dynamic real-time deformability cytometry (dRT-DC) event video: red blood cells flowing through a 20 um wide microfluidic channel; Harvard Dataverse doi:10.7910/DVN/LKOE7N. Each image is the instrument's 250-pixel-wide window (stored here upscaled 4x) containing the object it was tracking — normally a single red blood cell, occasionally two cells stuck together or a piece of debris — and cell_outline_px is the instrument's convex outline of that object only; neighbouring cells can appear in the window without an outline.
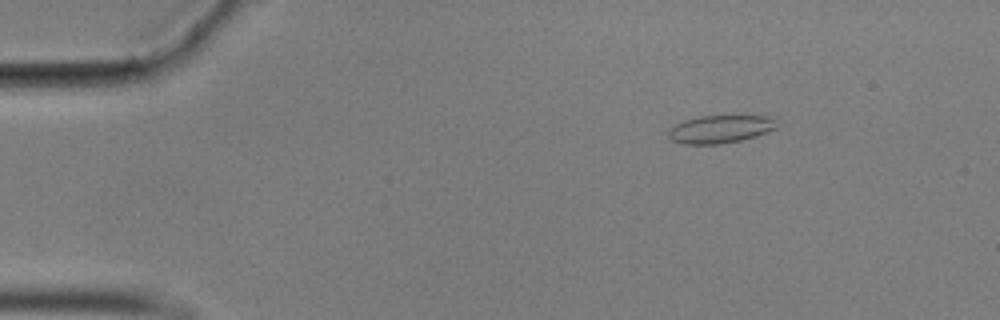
{"species": "common noctule bat (a hibernating species)", "species_latin": "Nyctalus noctula", "temperature_condition": "cold", "stored_images_in_passage": 50, "camera_frame_rate_fps": 3000, "um_per_image_px": 0.085, "animal": {"sex": "male", "body_mass_g": 17.9}, "frame": {"image": 1, "passage_image": 1, "time_ms": 0.0, "image_size_px": [1000, 320], "cell_outline_px": [[776, 128], [756, 136], [740, 140], [720, 144], [684, 144], [672, 140], [668, 136], [668, 132], [676, 124], [684, 120], [700, 116], [768, 116], [776, 120]], "centroid_in_image_um": [61.21, 10.98], "position_along_channel_um": 23.8, "area_um2": 17.4}}
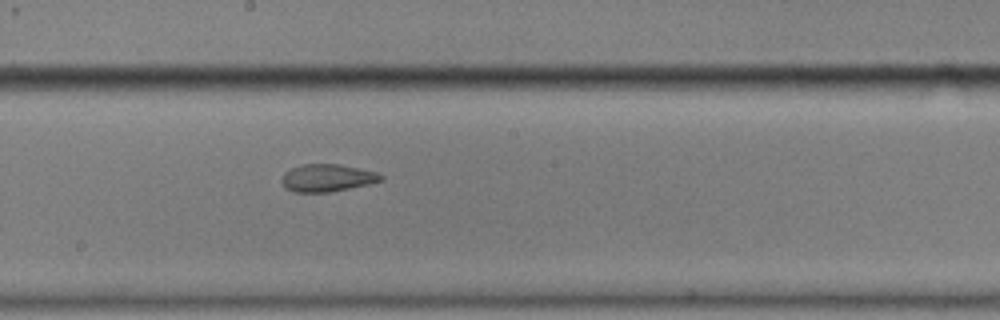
{"frame": {"image": 2, "passage_image": 24, "time_ms": 7.667, "image_size_px": [1000, 320], "cell_outline_px": [[384, 180], [368, 184], [332, 192], [292, 192], [284, 188], [280, 180], [284, 172], [292, 168], [304, 164], [340, 164], [376, 172], [384, 176]], "centroid_in_image_um": [27.79, 15.13], "position_along_channel_um": 220.4, "area_um2": 16.01}}
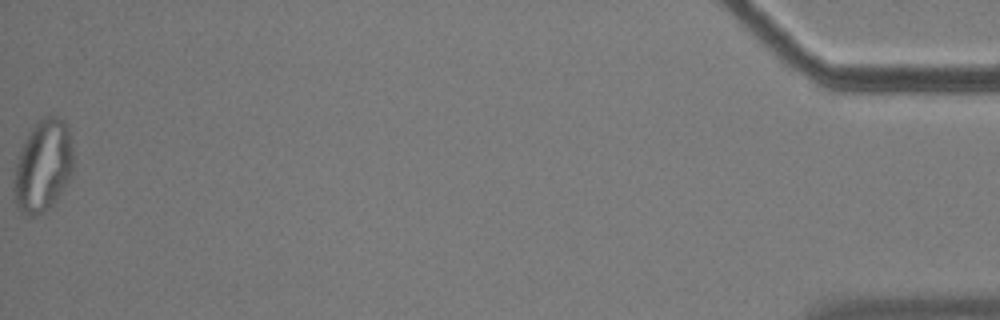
{"frame": {"image": 3, "passage_image": 50, "time_ms": 16.333, "image_size_px": [1000, 320], "cell_outline_px": [[72, 176], [56, 200], [48, 208], [36, 216], [24, 216], [20, 212], [12, 200], [12, 180], [20, 148], [24, 140], [36, 120], [44, 116], [56, 116], [68, 128], [72, 148]], "centroid_in_image_um": [3.6, 14.15], "position_along_channel_um": 431.6, "area_um2": 32.37}, "authors_computed_cell_mechanics": {"area_um2": 17.8313, "velocity_mm_per_s": 3.5252, "shape_relaxation_time_tau1_ms": null, "shape_relaxation_time_tau2_ms": 2.1596, "deformation_change_tau1": null, "deformation_change_tau2": 0.0482}}